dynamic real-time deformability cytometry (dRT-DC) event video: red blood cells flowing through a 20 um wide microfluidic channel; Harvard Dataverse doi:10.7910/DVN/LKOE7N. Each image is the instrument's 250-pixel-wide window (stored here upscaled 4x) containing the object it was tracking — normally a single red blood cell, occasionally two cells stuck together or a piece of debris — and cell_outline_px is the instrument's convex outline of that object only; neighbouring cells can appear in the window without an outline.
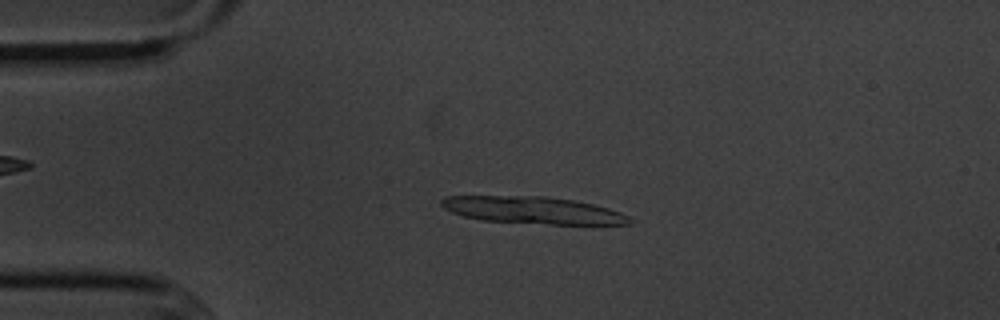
{"species": "common noctule bat (a hibernating species)", "species_latin": "Nyctalus noctula", "temperature_condition": "cold", "stored_images_in_passage": 17, "camera_frame_rate_fps": 3000, "um_per_image_px": 0.085, "animal": {"sex": "male", "body_mass_g": 20.1, "forearm_length_mm": 53.5}, "frame": {"image": 1, "passage_image": 3, "time_ms": 0.667, "image_size_px": [1000, 320], "cell_outline_px": [[632, 224], [548, 224], [484, 220], [464, 216], [452, 212], [444, 208], [440, 204], [440, 200], [444, 196], [544, 196], [572, 200], [592, 204], [608, 208], [620, 212], [628, 216], [632, 220]], "centroid_in_image_um": [45.28, 17.86], "position_along_channel_um": 39.7, "area_um2": 29.48}}